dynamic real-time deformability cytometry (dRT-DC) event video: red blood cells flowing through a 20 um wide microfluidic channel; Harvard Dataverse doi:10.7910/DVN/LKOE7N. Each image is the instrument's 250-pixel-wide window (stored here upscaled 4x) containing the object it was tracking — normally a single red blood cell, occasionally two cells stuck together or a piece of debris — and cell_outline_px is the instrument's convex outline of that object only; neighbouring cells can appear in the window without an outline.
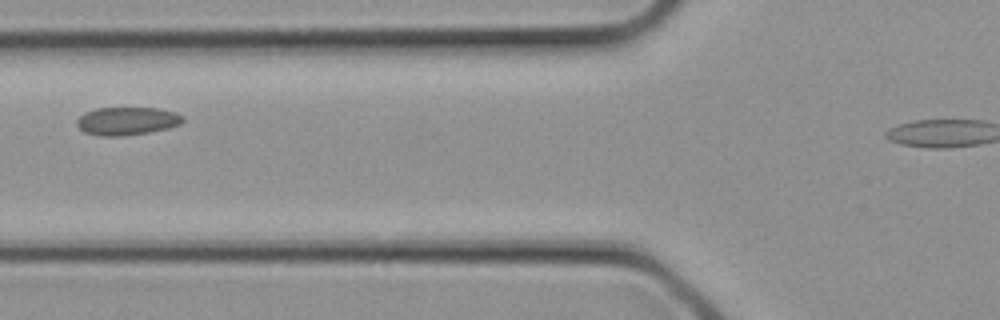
{"species": "common noctule bat (a hibernating species)", "species_latin": "Nyctalus noctula", "temperature_condition": "cold", "stored_images_in_passage": 4, "camera_frame_rate_fps": 3000, "um_per_image_px": 0.085, "animal": {"sex": "female", "body_mass_g": 21.9}, "frame": {"image": 1, "passage_image": 3, "time_ms": 0.667, "image_size_px": [1000, 320], "cell_outline_px": [[184, 120], [180, 124], [168, 128], [148, 132], [124, 136], [100, 136], [84, 132], [76, 124], [76, 120], [84, 112], [96, 108], [160, 108], [176, 112], [184, 116]], "centroid_in_image_um": [10.8, 10.28], "position_along_channel_um": 115.0, "area_um2": 17.46}}